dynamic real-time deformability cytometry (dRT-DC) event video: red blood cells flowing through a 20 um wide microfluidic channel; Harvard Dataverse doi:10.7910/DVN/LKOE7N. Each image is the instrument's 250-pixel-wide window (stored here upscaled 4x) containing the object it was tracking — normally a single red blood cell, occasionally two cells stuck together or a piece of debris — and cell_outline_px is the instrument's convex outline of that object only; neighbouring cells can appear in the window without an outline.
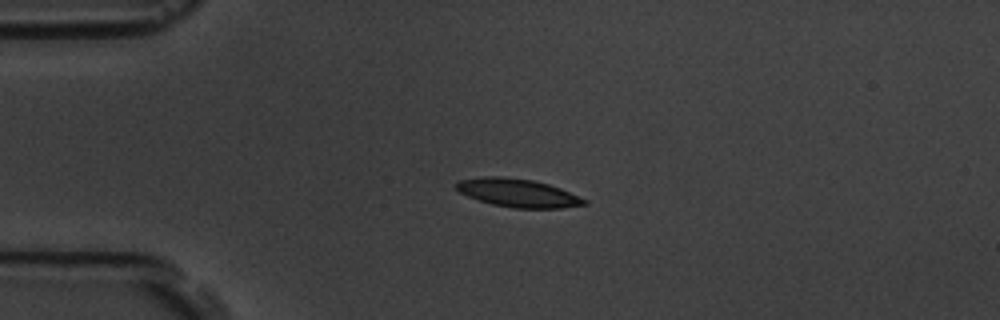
{"species": "common noctule bat (a hibernating species)", "species_latin": "Nyctalus noctula", "temperature_condition": "room temperature", "stored_images_in_passage": 3, "camera_frame_rate_fps": 3000, "um_per_image_px": 0.085, "animal": {"sex": "male", "body_mass_g": 19.5, "forearm_length_mm": 54.6}, "frame": {"image": 1, "passage_image": 1, "time_ms": 0.0, "image_size_px": [1000, 320], "cell_outline_px": [[588, 204], [564, 208], [512, 208], [492, 204], [468, 196], [460, 192], [456, 188], [456, 184], [460, 180], [484, 176], [500, 176], [532, 180], [548, 184], [560, 188], [588, 200]], "centroid_in_image_um": [44.05, 16.4], "position_along_channel_um": 40.9, "area_um2": 20.98}}